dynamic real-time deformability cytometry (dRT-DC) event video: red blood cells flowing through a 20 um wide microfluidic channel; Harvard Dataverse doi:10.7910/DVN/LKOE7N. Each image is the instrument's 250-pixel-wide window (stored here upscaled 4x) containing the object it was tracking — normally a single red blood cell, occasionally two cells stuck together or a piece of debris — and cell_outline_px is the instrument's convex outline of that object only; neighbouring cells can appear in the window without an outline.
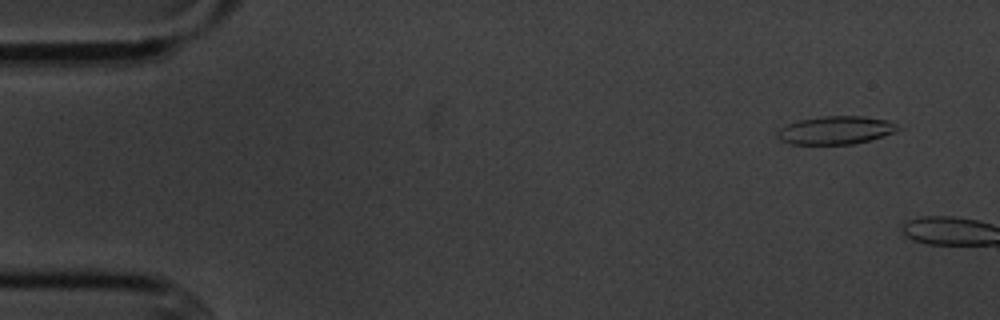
{"species": "common noctule bat (a hibernating species)", "species_latin": "Nyctalus noctula", "temperature_condition": "cold", "stored_images_in_passage": 7, "camera_frame_rate_fps": 3000, "um_per_image_px": 0.085, "animal": {"sex": "male", "body_mass_g": 20.1, "forearm_length_mm": 53.5}, "frame": {"image": 1, "passage_image": 2, "time_ms": 1.0, "image_size_px": [1000, 320], "cell_outline_px": [[904, 128], [896, 132], [872, 140], [852, 144], [792, 144], [780, 140], [776, 136], [776, 132], [780, 128], [796, 120], [820, 116], [864, 116], [888, 120]], "centroid_in_image_um": [71.06, 11.06], "position_along_channel_um": 13.9, "area_um2": 20.11}}
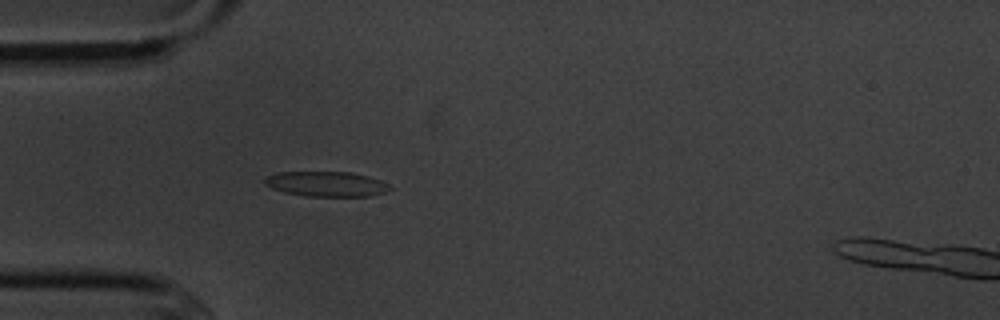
{"frame": {"image": 2, "passage_image": 6, "time_ms": 6.667, "image_size_px": [1000, 320], "cell_outline_px": [[392, 188], [384, 192], [368, 196], [308, 196], [284, 192], [272, 188], [264, 184], [264, 180], [268, 176], [276, 172], [352, 172], [368, 176], [380, 180], [388, 184]], "centroid_in_image_um": [27.73, 15.63], "position_along_channel_um": 57.3, "area_um2": 18.15}}